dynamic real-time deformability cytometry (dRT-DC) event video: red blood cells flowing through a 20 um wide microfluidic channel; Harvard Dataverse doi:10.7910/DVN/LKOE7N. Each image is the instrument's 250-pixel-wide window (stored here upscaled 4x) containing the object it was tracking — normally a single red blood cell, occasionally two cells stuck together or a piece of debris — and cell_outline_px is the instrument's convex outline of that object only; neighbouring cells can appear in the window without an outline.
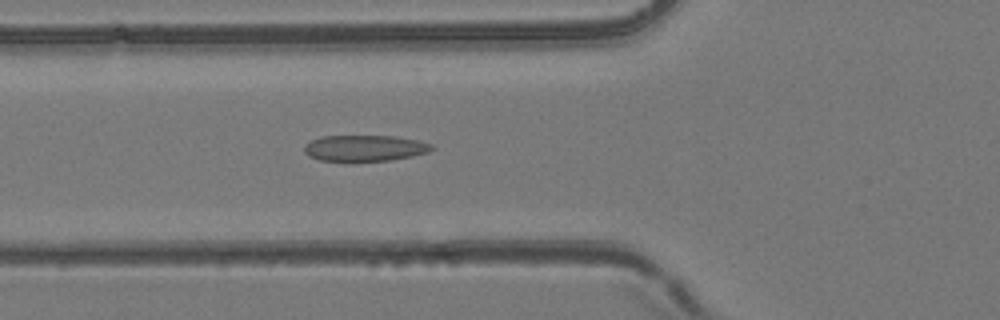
{"species": "common noctule bat (a hibernating species)", "species_latin": "Nyctalus noctula", "temperature_condition": "room temperature", "stored_images_in_passage": 54, "camera_frame_rate_fps": 3000, "um_per_image_px": 0.085, "animal": {"sex": "female", "body_mass_g": 24.6, "forearm_length_mm": 56.2}, "frame": {"image": 1, "passage_image": 20, "time_ms": 6.333, "image_size_px": [1000, 320], "cell_outline_px": [[436, 148], [428, 152], [412, 156], [388, 160], [320, 160], [308, 156], [304, 152], [304, 144], [320, 136], [392, 136], [420, 140], [432, 144]], "centroid_in_image_um": [31.02, 12.57], "position_along_channel_um": 94.8, "area_um2": 19.25}}
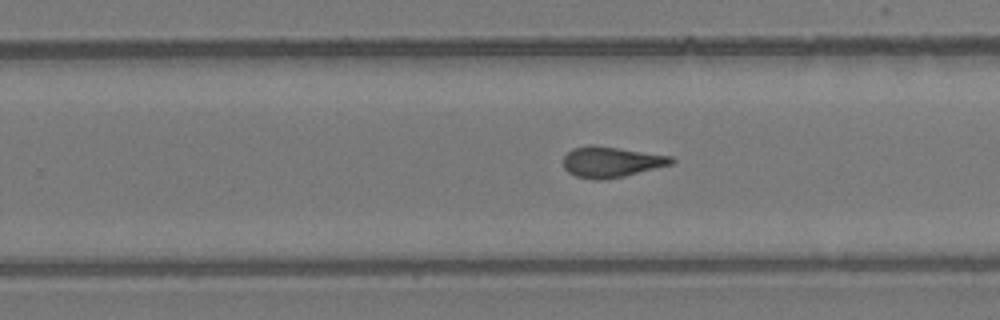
{"frame": {"image": 2, "passage_image": 34, "time_ms": 11.0, "image_size_px": [1000, 320], "cell_outline_px": [[676, 160], [672, 164], [624, 176], [600, 180], [592, 180], [576, 176], [568, 172], [564, 168], [564, 156], [572, 148], [588, 144], [592, 144], [672, 156]], "centroid_in_image_um": [51.93, 13.76], "position_along_channel_um": 277.9, "area_um2": 19.36}}
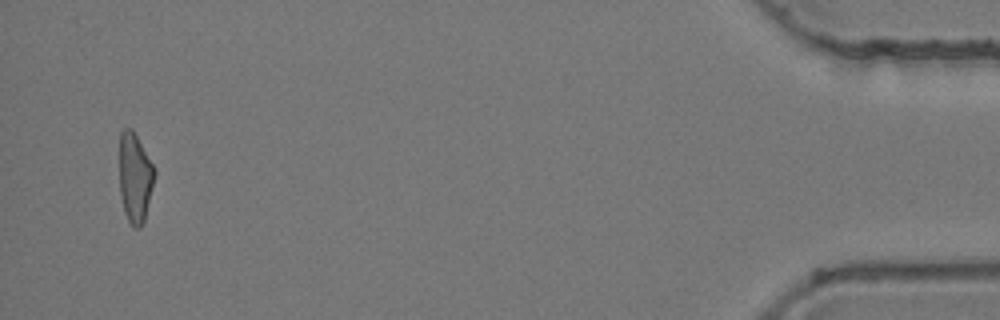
{"frame": {"image": 3, "passage_image": 52, "time_ms": 17.0, "image_size_px": [1000, 320], "cell_outline_px": [[156, 172], [144, 220], [140, 228], [132, 228], [124, 212], [120, 196], [120, 132], [124, 128], [132, 128], [152, 164]], "centroid_in_image_um": [11.46, 15.12], "position_along_channel_um": 423.7, "area_um2": 18.15}, "authors_computed_cell_mechanics": {"area_um2": 19.3052, "velocity_mm_per_s": 3.9087, "shape_relaxation_time_tau1_ms": null, "shape_relaxation_time_tau2_ms": 1.2886, "deformation_change_tau1": null, "deformation_change_tau2": 0.0925}}